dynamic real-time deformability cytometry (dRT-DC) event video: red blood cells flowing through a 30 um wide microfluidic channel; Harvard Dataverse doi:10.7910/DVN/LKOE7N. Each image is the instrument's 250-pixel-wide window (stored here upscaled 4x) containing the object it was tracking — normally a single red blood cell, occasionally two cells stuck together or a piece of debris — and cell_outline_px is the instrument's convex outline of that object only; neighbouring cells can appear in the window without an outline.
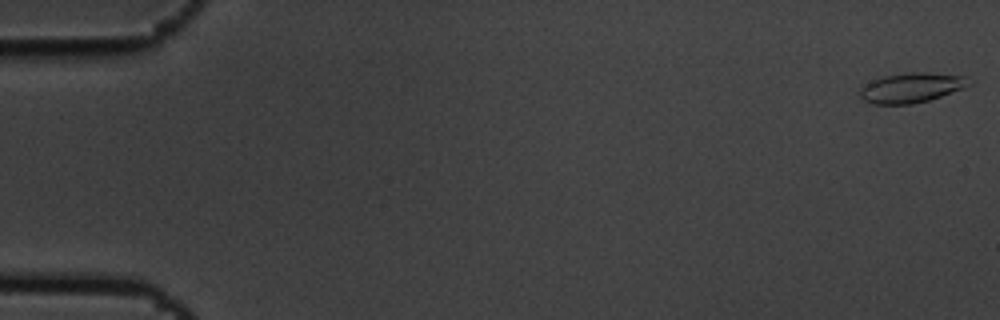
{"species": "common noctule bat (a hibernating species)", "species_latin": "Nyctalus noctula", "temperature_condition": "cold", "stored_images_in_passage": 5, "camera_frame_rate_fps": 3000, "um_per_image_px": 0.085, "animal": {"sex": "male", "body_mass_g": 19.5, "forearm_length_mm": 54.6}, "frame": {"image": 1, "passage_image": 1, "time_ms": 0.0, "image_size_px": [1000, 320], "cell_outline_px": [[972, 84], [964, 88], [928, 100], [912, 104], [872, 104], [864, 100], [860, 96], [860, 88], [872, 80], [884, 76], [908, 72], [928, 72], [964, 76]], "centroid_in_image_um": [77.45, 7.45], "position_along_channel_um": 7.5, "area_um2": 18.84}}